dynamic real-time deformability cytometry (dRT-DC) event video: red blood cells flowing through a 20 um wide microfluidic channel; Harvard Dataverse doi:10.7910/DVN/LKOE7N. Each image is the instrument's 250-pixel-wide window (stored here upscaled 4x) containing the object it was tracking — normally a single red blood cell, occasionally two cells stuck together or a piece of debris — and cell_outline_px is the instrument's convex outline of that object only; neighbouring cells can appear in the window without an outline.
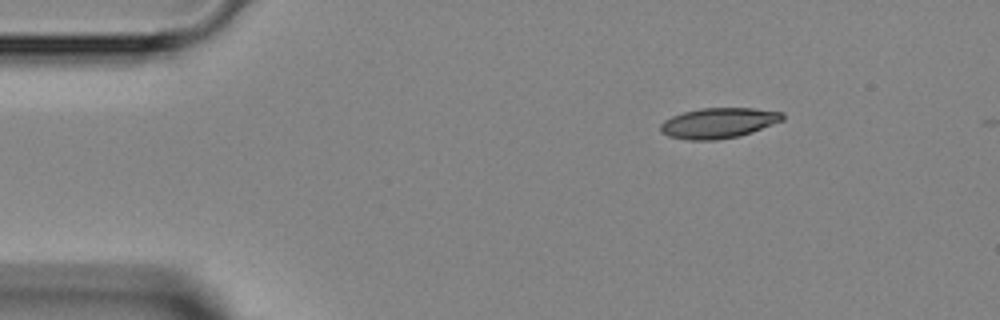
{"species": "Egyptian fruit bat (a non-hibernating species)", "species_latin": "Rousettus aegyptiacus", "temperature_condition": "room temperature", "stored_images_in_passage": 4, "segment_of_instrument_passage": [2, 2], "camera_frame_rate_fps": 3000, "um_per_image_px": 0.085, "animal": {"sex": "female"}, "frame": {"image": 1, "passage_image": 4, "time_ms": 5.667, "image_size_px": [1000, 320], "cell_outline_px": [[784, 120], [752, 132], [740, 136], [716, 140], [688, 140], [668, 136], [660, 132], [660, 124], [664, 120], [672, 116], [684, 112], [700, 108], [752, 108], [784, 112]], "centroid_in_image_um": [61.07, 10.46], "position_along_channel_um": 23.9, "area_um2": 21.73}}